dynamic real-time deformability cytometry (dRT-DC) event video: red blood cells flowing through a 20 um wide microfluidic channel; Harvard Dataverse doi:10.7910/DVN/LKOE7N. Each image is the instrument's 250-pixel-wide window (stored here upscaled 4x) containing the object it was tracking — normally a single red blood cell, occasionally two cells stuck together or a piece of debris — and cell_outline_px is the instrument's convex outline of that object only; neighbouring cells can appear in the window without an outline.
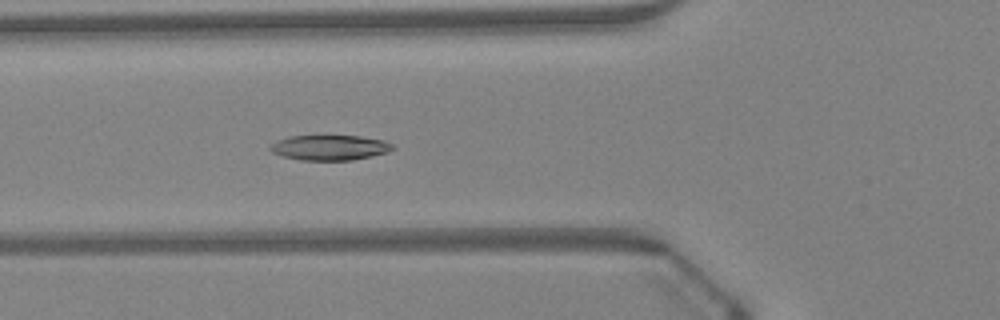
{"species": "Egyptian fruit bat (a non-hibernating species)", "species_latin": "Rousettus aegyptiacus", "temperature_condition": "warm", "stored_images_in_passage": 48, "camera_frame_rate_fps": 3000, "um_per_image_px": 0.085, "animal": {"sex": "female"}, "frame": {"image": 1, "passage_image": 18, "time_ms": 5.667, "image_size_px": [1000, 320], "cell_outline_px": [[396, 148], [388, 152], [372, 156], [352, 160], [300, 160], [284, 156], [272, 152], [268, 148], [276, 140], [288, 136], [360, 136], [384, 140], [392, 144]], "centroid_in_image_um": [28.04, 12.54], "position_along_channel_um": 97.8, "area_um2": 17.98}}
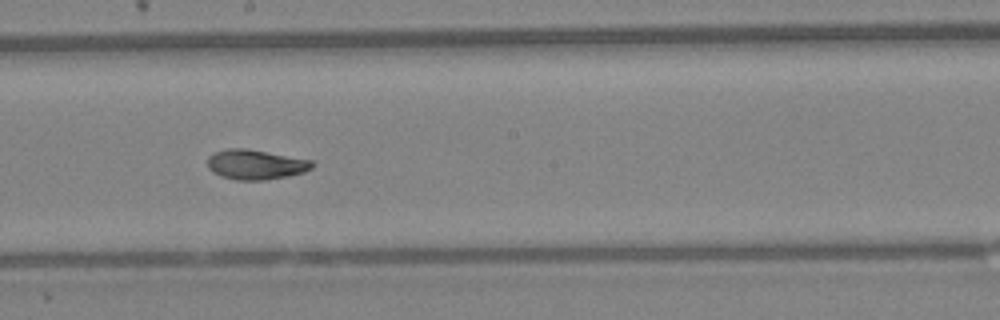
{"frame": {"image": 2, "passage_image": 27, "time_ms": 8.667, "image_size_px": [1000, 320], "cell_outline_px": [[312, 168], [304, 172], [288, 176], [264, 180], [236, 180], [220, 176], [212, 172], [208, 168], [208, 156], [216, 152], [228, 148], [244, 148], [312, 160]], "centroid_in_image_um": [21.7, 13.99], "position_along_channel_um": 226.5, "area_um2": 18.09}}
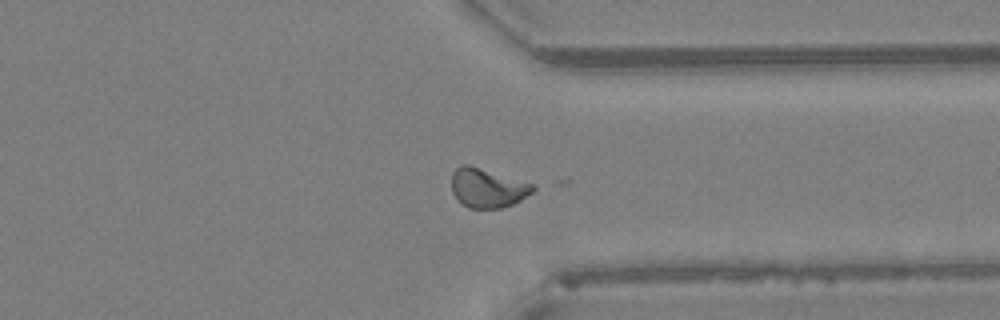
{"frame": {"image": 3, "passage_image": 37, "time_ms": 12.0, "image_size_px": [1000, 320], "cell_outline_px": [[536, 188], [532, 192], [520, 200], [512, 204], [500, 208], [468, 208], [460, 204], [452, 192], [452, 172], [460, 164], [468, 164], [536, 184]], "centroid_in_image_um": [41.42, 15.97], "position_along_channel_um": 370.0, "area_um2": 18.79}, "authors_computed_cell_mechanics": {"area_um2": 19.6231, "velocity_mm_per_s": 4.2983, "shape_relaxation_time_tau1_ms": 3.3937, "shape_relaxation_time_tau2_ms": 4.1256, "deformation_change_tau1": 0.1186, "deformation_change_tau2": 0.1161}}